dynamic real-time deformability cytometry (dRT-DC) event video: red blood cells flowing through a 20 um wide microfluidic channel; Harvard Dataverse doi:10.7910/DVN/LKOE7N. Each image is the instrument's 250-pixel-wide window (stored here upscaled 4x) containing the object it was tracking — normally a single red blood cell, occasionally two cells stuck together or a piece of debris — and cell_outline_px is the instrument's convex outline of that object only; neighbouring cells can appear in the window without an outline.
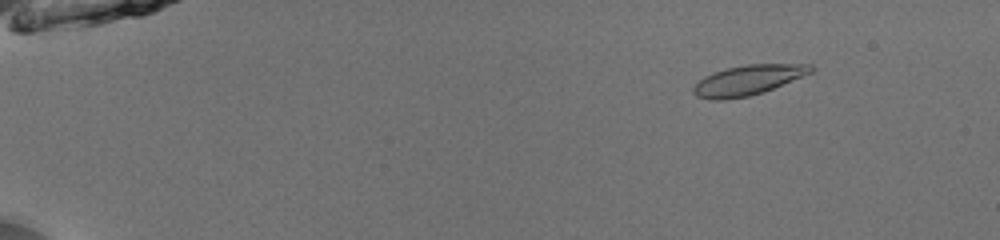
{"species": "common noctule bat (a hibernating species)", "species_latin": "Nyctalus noctula", "temperature_condition": "room temperature", "stored_images_in_passage": 53, "camera_frame_rate_fps": 3000, "um_per_image_px": 0.085, "animal": {"sex": "male", "body_mass_g": 13.0, "forearm_length_mm": 53.1}, "frame": {"image": 1, "passage_image": 8, "time_ms": 2.333, "image_size_px": [1000, 240], "cell_outline_px": [[816, 68], [812, 72], [764, 92], [748, 96], [724, 100], [712, 100], [696, 96], [692, 92], [692, 88], [704, 76], [712, 72], [728, 68], [748, 64], [812, 64]], "centroid_in_image_um": [63.57, 6.81], "position_along_channel_um": 21.4, "area_um2": 20.52}}
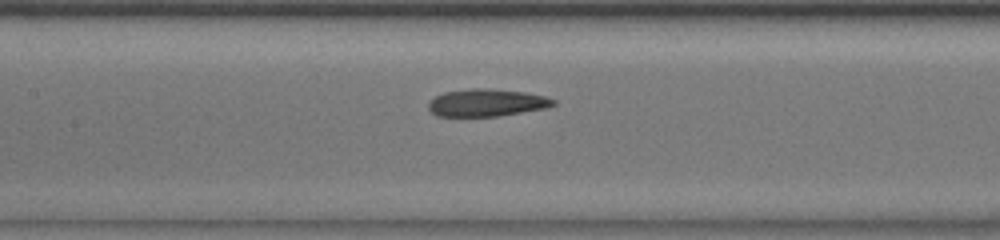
{"frame": {"image": 2, "passage_image": 28, "time_ms": 9.0, "image_size_px": [1000, 240], "cell_outline_px": [[556, 104], [548, 108], [500, 116], [436, 116], [428, 108], [428, 104], [436, 96], [444, 92], [472, 88], [492, 88], [524, 92], [544, 96], [556, 100]], "centroid_in_image_um": [41.4, 8.73], "position_along_channel_um": 166.0, "area_um2": 20.06}}
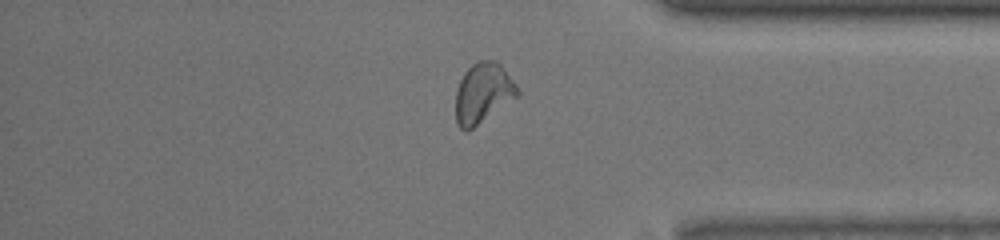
{"frame": {"image": 3, "passage_image": 46, "time_ms": 15.0, "image_size_px": [1000, 240], "cell_outline_px": [[520, 96], [468, 132], [464, 132], [460, 128], [456, 120], [456, 88], [464, 72], [476, 60], [496, 60], [504, 68], [520, 88]], "centroid_in_image_um": [41.09, 7.92], "position_along_channel_um": 394.1, "area_um2": 22.25}, "authors_computed_cell_mechanics": {"area_um2": 20.3456, "velocity_mm_per_s": 3.9604, "shape_relaxation_time_tau1_ms": 5.8352, "shape_relaxation_time_tau2_ms": 2.0072, "deformation_change_tau1": 0.1863, "deformation_change_tau2": 0.0967}}